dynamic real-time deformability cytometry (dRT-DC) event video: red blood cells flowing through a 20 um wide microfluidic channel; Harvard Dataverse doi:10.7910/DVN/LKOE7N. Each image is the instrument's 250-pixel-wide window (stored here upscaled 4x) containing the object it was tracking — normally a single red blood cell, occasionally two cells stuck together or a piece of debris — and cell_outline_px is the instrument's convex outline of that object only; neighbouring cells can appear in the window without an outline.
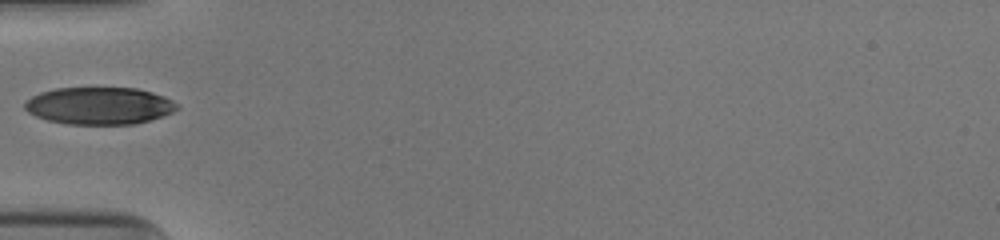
{"species": "human", "species_latin": "Homo sapiens", "temperature_condition": "cold", "stored_images_in_passage": 12, "camera_frame_rate_fps": 3000, "um_per_image_px": 0.085, "donor": {"sex": "male"}, "frame": {"image": 1, "passage_image": 1, "time_ms": 0.0, "image_size_px": [1000, 240], "cell_outline_px": [[180, 108], [172, 112], [148, 120], [132, 124], [68, 124], [48, 120], [36, 116], [28, 112], [24, 108], [24, 104], [32, 96], [40, 92], [56, 88], [136, 88], [152, 92], [164, 96], [180, 104]], "centroid_in_image_um": [8.45, 8.98], "position_along_channel_um": 76.6, "area_um2": 32.95}}
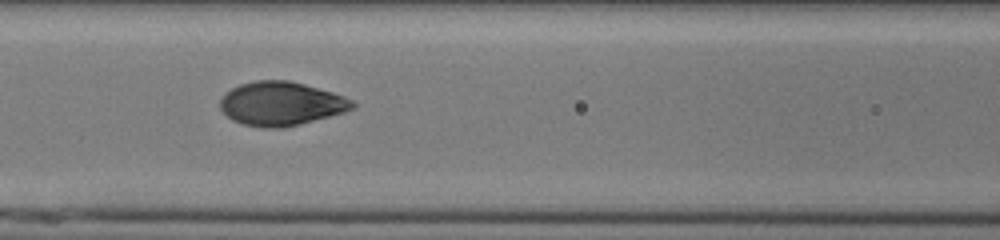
{"frame": {"image": 2, "passage_image": 6, "time_ms": 1.667, "image_size_px": [1000, 240], "cell_outline_px": [[356, 104], [352, 108], [344, 112], [300, 124], [280, 128], [260, 128], [244, 124], [232, 120], [220, 108], [220, 100], [232, 88], [240, 84], [256, 80], [288, 80], [304, 84], [332, 92], [344, 96], [352, 100]], "centroid_in_image_um": [23.89, 8.81], "position_along_channel_um": 142.7, "area_um2": 33.52}}
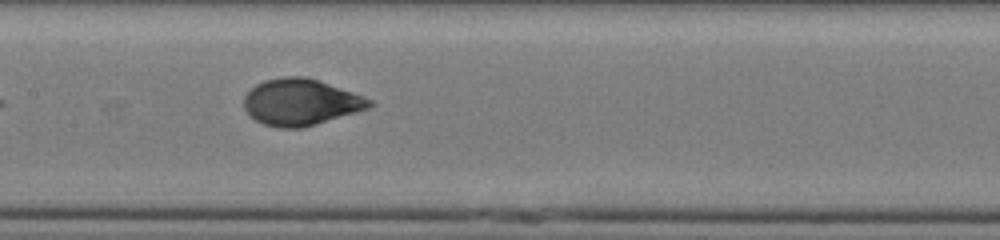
{"frame": {"image": 3, "passage_image": 9, "time_ms": 2.667, "image_size_px": [1000, 240], "cell_outline_px": [[376, 104], [368, 108], [356, 112], [316, 124], [300, 128], [280, 128], [264, 124], [248, 116], [244, 108], [244, 96], [256, 84], [264, 80], [284, 76], [304, 76], [352, 92], [372, 100]], "centroid_in_image_um": [25.53, 8.69], "position_along_channel_um": 181.9, "area_um2": 33.76}}